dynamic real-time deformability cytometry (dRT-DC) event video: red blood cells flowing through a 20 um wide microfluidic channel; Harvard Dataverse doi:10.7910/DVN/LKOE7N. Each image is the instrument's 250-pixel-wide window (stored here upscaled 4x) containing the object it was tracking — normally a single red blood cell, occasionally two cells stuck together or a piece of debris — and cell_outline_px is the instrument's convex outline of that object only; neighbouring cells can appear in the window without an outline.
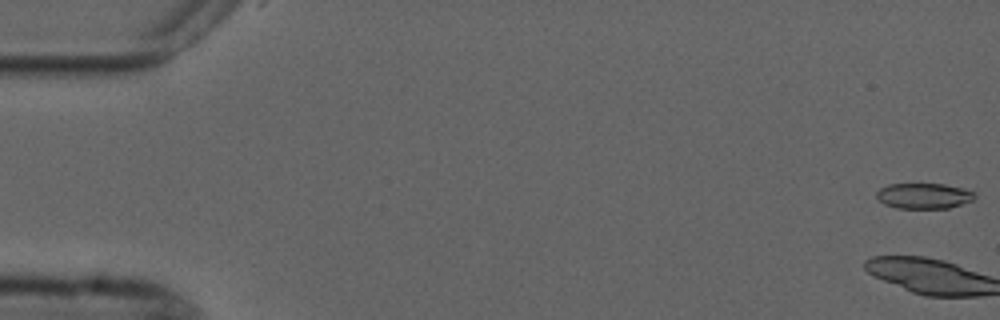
{"species": "common noctule bat (a hibernating species)", "species_latin": "Nyctalus noctula", "temperature_condition": "cold", "stored_images_in_passage": 10, "camera_frame_rate_fps": 3000, "um_per_image_px": 0.085, "animal": {"sex": "male", "forearm_length_mm": 52.5}, "frame": {"image": 1, "passage_image": 1, "time_ms": 0.0, "image_size_px": [1000, 320], "cell_outline_px": [[976, 196], [972, 200], [948, 208], [896, 208], [884, 204], [876, 196], [876, 192], [880, 188], [888, 184], [944, 184], [964, 188], [976, 192]], "centroid_in_image_um": [78.53, 16.64], "position_along_channel_um": 6.5, "area_um2": 14.62}}
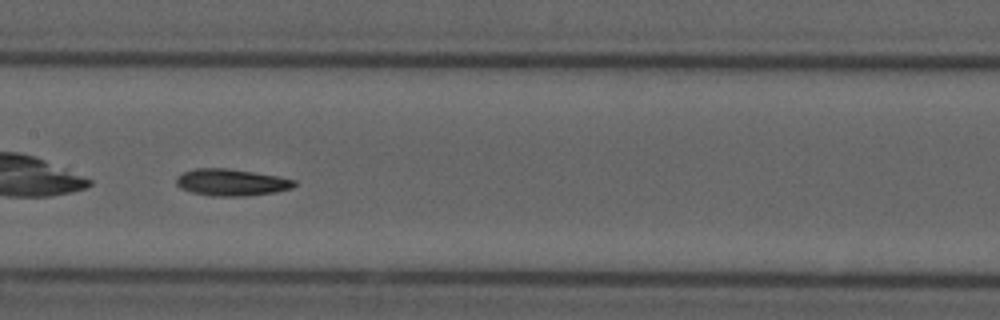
{"frame": {"image": 2, "passage_image": 9, "time_ms": 9.333, "image_size_px": [1000, 320], "cell_outline_px": [[296, 184], [292, 188], [276, 192], [248, 196], [212, 196], [192, 192], [180, 188], [176, 184], [176, 176], [184, 172], [196, 168], [228, 168], [280, 176], [296, 180]], "centroid_in_image_um": [19.69, 15.5], "position_along_channel_um": 187.7, "area_um2": 18.61}}
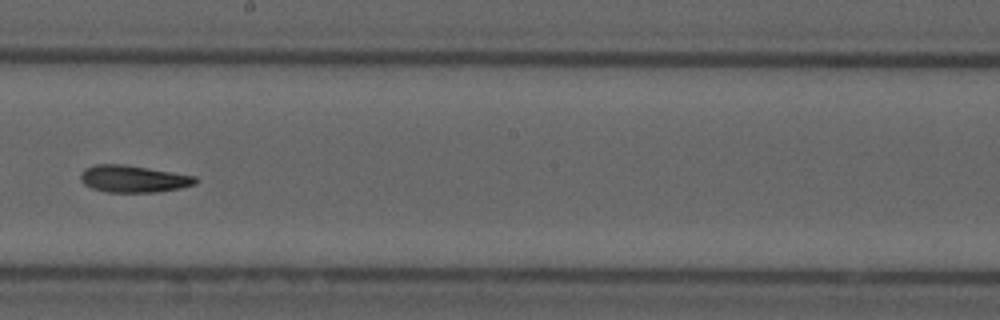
{"frame": {"image": 3, "passage_image": 10, "time_ms": 10.667, "image_size_px": [1000, 320], "cell_outline_px": [[200, 180], [196, 184], [180, 188], [156, 192], [108, 192], [92, 188], [84, 184], [80, 180], [80, 172], [84, 168], [96, 164], [124, 164], [196, 176]], "centroid_in_image_um": [11.33, 15.2], "position_along_channel_um": 236.9, "area_um2": 18.21}}